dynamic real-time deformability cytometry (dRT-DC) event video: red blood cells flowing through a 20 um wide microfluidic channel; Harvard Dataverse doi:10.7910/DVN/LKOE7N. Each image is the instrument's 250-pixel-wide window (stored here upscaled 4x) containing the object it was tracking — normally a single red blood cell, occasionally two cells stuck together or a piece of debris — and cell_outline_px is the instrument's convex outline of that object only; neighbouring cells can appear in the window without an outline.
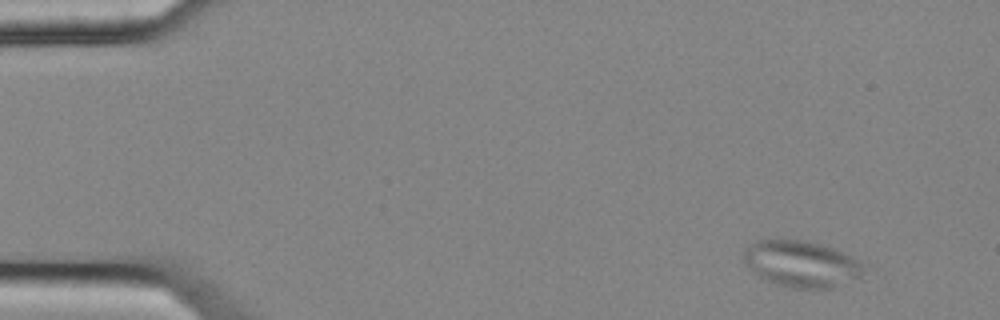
{"species": "common noctule bat (a hibernating species)", "species_latin": "Nyctalus noctula", "temperature_condition": "cold", "stored_images_in_passage": 10, "camera_frame_rate_fps": 3000, "um_per_image_px": 0.085, "animal": {"sex": "female", "body_mass_g": 25.1}, "frame": {"image": 1, "passage_image": 1, "time_ms": 0.0, "image_size_px": [1000, 320], "cell_outline_px": [[872, 276], [864, 280], [836, 288], [792, 288], [776, 284], [764, 280], [752, 272], [744, 260], [744, 248], [748, 244], [756, 240], [804, 240], [820, 244], [832, 248], [852, 256], [868, 264]], "centroid_in_image_um": [68.31, 22.47], "position_along_channel_um": 16.7, "area_um2": 33.99}}
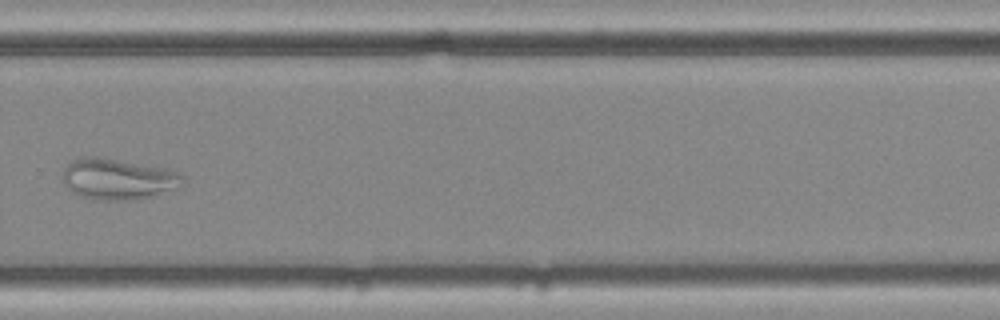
{"frame": {"image": 2, "passage_image": 10, "time_ms": 3.0, "image_size_px": [1000, 320], "cell_outline_px": [[184, 184], [180, 188], [152, 196], [128, 200], [92, 200], [80, 196], [72, 192], [64, 184], [64, 168], [72, 160], [80, 156], [96, 156], [164, 168], [180, 172], [184, 176]], "centroid_in_image_um": [10.05, 15.22], "position_along_channel_um": 319.8, "area_um2": 28.9}}